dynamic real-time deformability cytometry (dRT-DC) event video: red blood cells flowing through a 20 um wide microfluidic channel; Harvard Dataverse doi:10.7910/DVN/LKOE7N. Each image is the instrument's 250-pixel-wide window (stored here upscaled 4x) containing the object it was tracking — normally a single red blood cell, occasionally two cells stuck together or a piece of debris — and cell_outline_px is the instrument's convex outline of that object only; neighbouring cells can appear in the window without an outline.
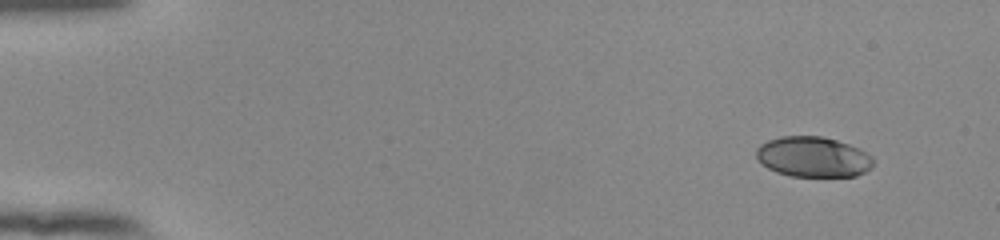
{"species": "human", "species_latin": "Homo sapiens", "temperature_condition": "room temperature", "stored_images_in_passage": 50, "camera_frame_rate_fps": 3000, "um_per_image_px": 0.085, "donor": {"sex": "female"}, "frame": {"image": 1, "passage_image": 1, "time_ms": 0.0, "image_size_px": [1000, 240], "cell_outline_px": [[872, 164], [864, 172], [856, 176], [792, 176], [776, 172], [760, 164], [756, 156], [756, 148], [760, 144], [768, 140], [780, 136], [820, 136], [836, 140], [860, 148], [872, 156]], "centroid_in_image_um": [69.07, 13.33], "position_along_channel_um": 15.9, "area_um2": 27.51}}
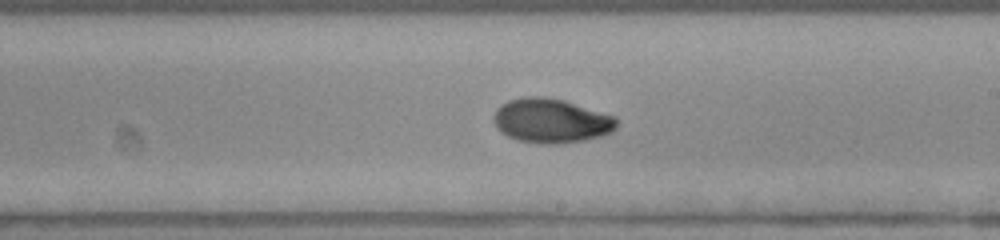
{"frame": {"image": 2, "passage_image": 29, "time_ms": 9.333, "image_size_px": [1000, 240], "cell_outline_px": [[616, 128], [612, 132], [600, 136], [584, 140], [560, 144], [544, 144], [516, 140], [500, 132], [496, 128], [492, 120], [496, 108], [500, 104], [508, 100], [524, 96], [544, 96], [564, 100], [616, 116]], "centroid_in_image_um": [46.81, 10.26], "position_along_channel_um": 242.2, "area_um2": 32.19}}
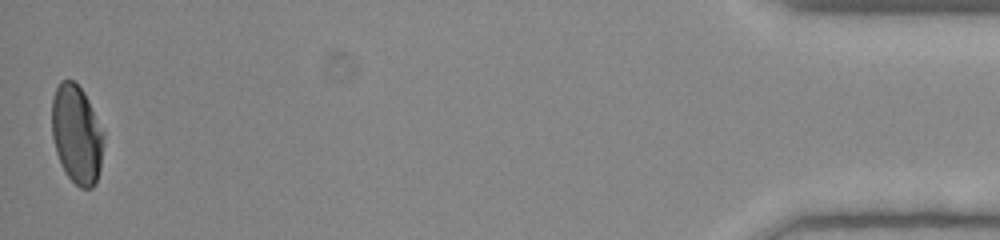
{"frame": {"image": 3, "passage_image": 50, "time_ms": 16.333, "image_size_px": [1000, 240], "cell_outline_px": [[104, 136], [100, 168], [96, 184], [92, 188], [80, 188], [68, 176], [56, 152], [52, 136], [52, 100], [56, 88], [60, 80], [72, 80], [84, 92], [104, 132]], "centroid_in_image_um": [6.52, 11.42], "position_along_channel_um": 428.7, "area_um2": 29.59}, "authors_computed_cell_mechanics": {"area_um2": 30.2294, "velocity_mm_per_s": 3.8765, "shape_relaxation_time_tau1_ms": 3.9349, "shape_relaxation_time_tau2_ms": 1.1852, "deformation_change_tau1": 0.1755, "deformation_change_tau2": 0.044}}